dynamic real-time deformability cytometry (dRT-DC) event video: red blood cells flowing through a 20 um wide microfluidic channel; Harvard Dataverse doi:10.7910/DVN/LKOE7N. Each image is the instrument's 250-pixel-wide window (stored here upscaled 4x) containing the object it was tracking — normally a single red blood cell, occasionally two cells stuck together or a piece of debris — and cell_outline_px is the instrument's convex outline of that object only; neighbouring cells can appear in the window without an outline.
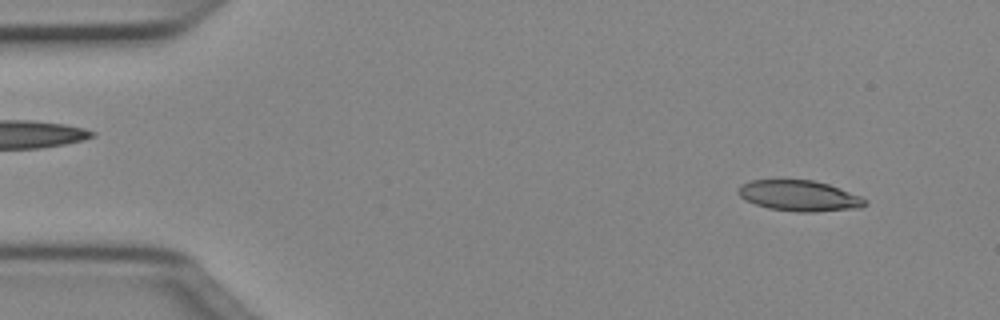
{"species": "Egyptian fruit bat (a non-hibernating species)", "species_latin": "Rousettus aegyptiacus", "temperature_condition": "cold", "stored_images_in_passage": 49, "camera_frame_rate_fps": 3000, "um_per_image_px": 0.085, "animal": {"sex": "female"}, "frame": {"image": 1, "passage_image": 4, "time_ms": 1.0, "image_size_px": [1000, 320], "cell_outline_px": [[868, 204], [860, 208], [816, 212], [796, 212], [768, 208], [744, 200], [736, 192], [740, 184], [752, 180], [812, 180], [828, 184], [840, 188], [860, 196], [868, 200]], "centroid_in_image_um": [67.94, 16.65], "position_along_channel_um": 17.1, "area_um2": 22.89}}
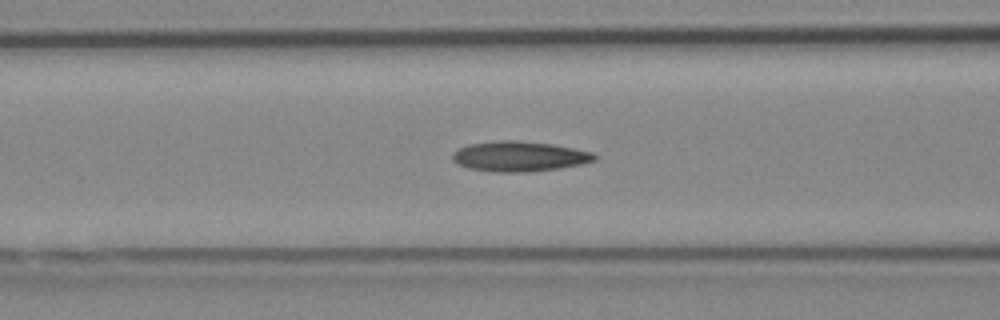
{"frame": {"image": 2, "passage_image": 19, "time_ms": 6.0, "image_size_px": [1000, 320], "cell_outline_px": [[596, 160], [580, 164], [556, 168], [528, 172], [496, 172], [468, 168], [452, 160], [452, 152], [456, 148], [468, 144], [496, 140], [516, 140], [552, 144], [592, 152], [596, 156]], "centroid_in_image_um": [44.08, 13.28], "position_along_channel_um": 122.5, "area_um2": 24.91}}
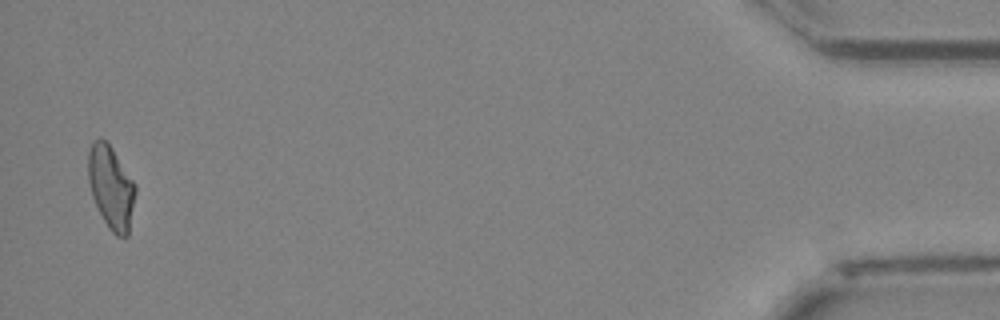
{"frame": {"image": 3, "passage_image": 48, "time_ms": 15.667, "image_size_px": [1000, 320], "cell_outline_px": [[136, 192], [128, 236], [116, 236], [108, 228], [92, 196], [88, 180], [88, 152], [92, 144], [100, 136], [112, 148], [136, 184]], "centroid_in_image_um": [9.45, 15.92], "position_along_channel_um": 425.8, "area_um2": 22.72}, "authors_computed_cell_mechanics": {"area_um2": 23.0622, "velocity_mm_per_s": 4.0421, "shape_relaxation_time_tau1_ms": null, "shape_relaxation_time_tau2_ms": 3.3676, "deformation_change_tau1": null, "deformation_change_tau2": 0.1235}}